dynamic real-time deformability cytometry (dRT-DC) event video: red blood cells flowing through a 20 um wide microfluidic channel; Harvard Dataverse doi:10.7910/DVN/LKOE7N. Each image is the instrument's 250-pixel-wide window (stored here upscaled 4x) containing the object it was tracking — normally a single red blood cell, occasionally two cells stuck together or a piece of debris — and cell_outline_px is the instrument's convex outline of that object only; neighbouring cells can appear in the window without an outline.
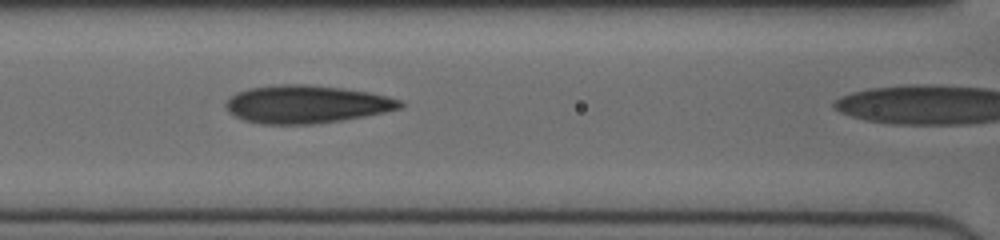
{"species": "human", "species_latin": "Homo sapiens", "temperature_condition": "cold", "stored_images_in_passage": 13, "camera_frame_rate_fps": 3000, "um_per_image_px": 0.085, "donor": {"sex": "female"}, "frame": {"image": 1, "passage_image": 6, "time_ms": 1.667, "image_size_px": [1000, 240], "cell_outline_px": [[404, 104], [400, 108], [384, 112], [364, 116], [316, 124], [260, 124], [244, 120], [228, 112], [224, 104], [228, 96], [236, 92], [248, 88], [276, 84], [308, 84], [344, 88], [368, 92], [388, 96], [404, 100]], "centroid_in_image_um": [26.01, 8.85], "position_along_channel_um": 140.6, "area_um2": 38.84}}
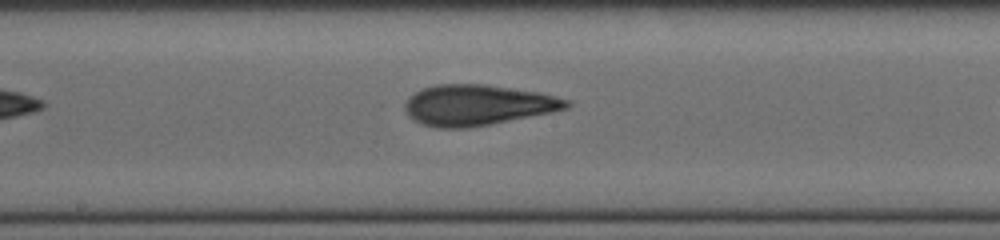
{"frame": {"image": 2, "passage_image": 11, "time_ms": 3.333, "image_size_px": [1000, 240], "cell_outline_px": [[572, 104], [568, 108], [552, 112], [468, 128], [440, 128], [420, 124], [408, 116], [404, 108], [404, 104], [408, 96], [424, 88], [436, 84], [484, 84], [536, 92], [568, 100]], "centroid_in_image_um": [40.53, 8.93], "position_along_channel_um": 207.7, "area_um2": 38.03}}